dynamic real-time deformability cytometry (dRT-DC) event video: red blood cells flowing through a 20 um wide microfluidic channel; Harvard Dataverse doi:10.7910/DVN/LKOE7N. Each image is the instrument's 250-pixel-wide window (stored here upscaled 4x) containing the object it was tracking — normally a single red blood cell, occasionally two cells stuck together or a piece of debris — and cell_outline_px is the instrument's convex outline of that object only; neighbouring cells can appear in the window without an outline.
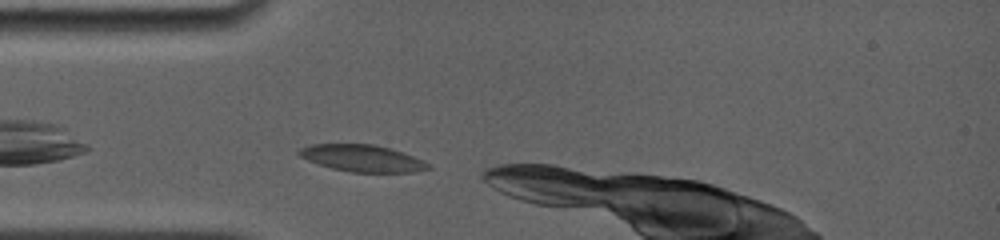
{"species": "common noctule bat (a hibernating species)", "species_latin": "Nyctalus noctula", "temperature_condition": "room temperature", "stored_images_in_passage": 4, "camera_frame_rate_fps": 4000, "um_per_image_px": 0.085, "animal": {"sex": "female", "body_mass_g": 19.0, "forearm_length_mm": 56.7}, "frame": {"image": 1, "passage_image": 1, "time_ms": 0.0, "image_size_px": [1000, 240], "cell_outline_px": [[432, 168], [412, 172], [352, 172], [332, 168], [308, 160], [300, 156], [296, 152], [300, 148], [312, 144], [372, 144], [388, 148], [412, 156], [428, 164]], "centroid_in_image_um": [30.74, 13.45], "position_along_channel_um": 54.3, "area_um2": 19.77}}
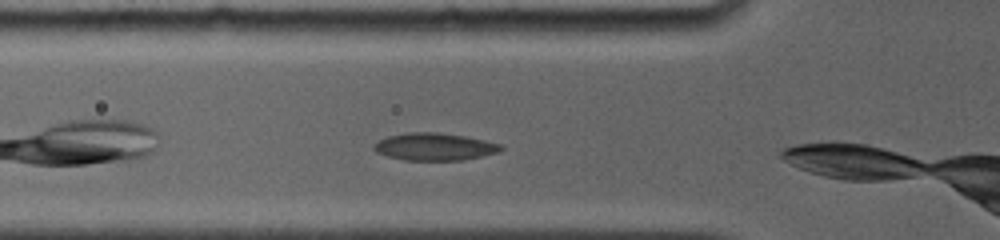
{"frame": {"image": 2, "passage_image": 3, "time_ms": 1.0, "image_size_px": [1000, 240], "cell_outline_px": [[504, 148], [500, 152], [464, 160], [404, 160], [388, 156], [376, 152], [372, 148], [380, 140], [388, 136], [408, 132], [436, 132], [464, 136], [484, 140], [500, 144]], "centroid_in_image_um": [36.95, 12.47], "position_along_channel_um": 88.8, "area_um2": 20.17}}